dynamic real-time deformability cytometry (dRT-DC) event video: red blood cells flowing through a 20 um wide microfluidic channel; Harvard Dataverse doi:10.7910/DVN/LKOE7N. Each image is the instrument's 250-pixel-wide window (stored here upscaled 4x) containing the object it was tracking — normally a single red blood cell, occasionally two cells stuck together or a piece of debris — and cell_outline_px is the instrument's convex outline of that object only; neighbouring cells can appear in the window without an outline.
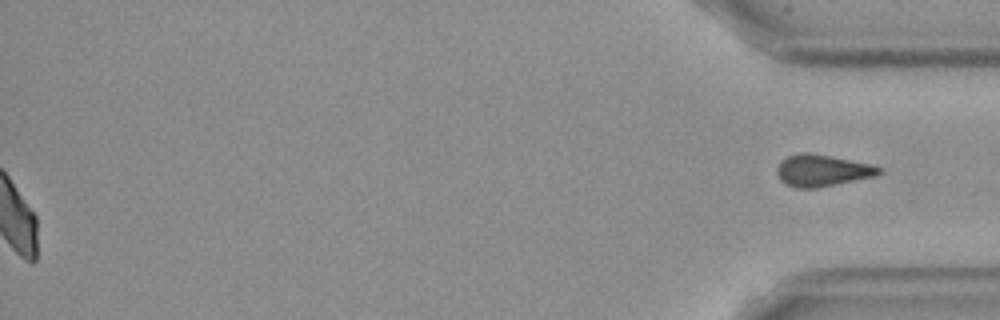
{"species": "Egyptian fruit bat (a non-hibernating species)", "species_latin": "Rousettus aegyptiacus", "temperature_condition": "cold", "stored_images_in_passage": 58, "segment_of_instrument_passage": [2, 2], "camera_frame_rate_fps": 3000, "um_per_image_px": 0.085, "frame": {"image": 1, "passage_image": 58, "time_ms": 19.0, "image_size_px": [1000, 320], "cell_outline_px": [[880, 172], [876, 176], [816, 188], [796, 188], [780, 180], [776, 172], [776, 168], [780, 160], [788, 156], [800, 152], [808, 152], [876, 164], [880, 168]], "centroid_in_image_um": [69.88, 14.48], "position_along_channel_um": 365.3, "area_um2": 19.02}}